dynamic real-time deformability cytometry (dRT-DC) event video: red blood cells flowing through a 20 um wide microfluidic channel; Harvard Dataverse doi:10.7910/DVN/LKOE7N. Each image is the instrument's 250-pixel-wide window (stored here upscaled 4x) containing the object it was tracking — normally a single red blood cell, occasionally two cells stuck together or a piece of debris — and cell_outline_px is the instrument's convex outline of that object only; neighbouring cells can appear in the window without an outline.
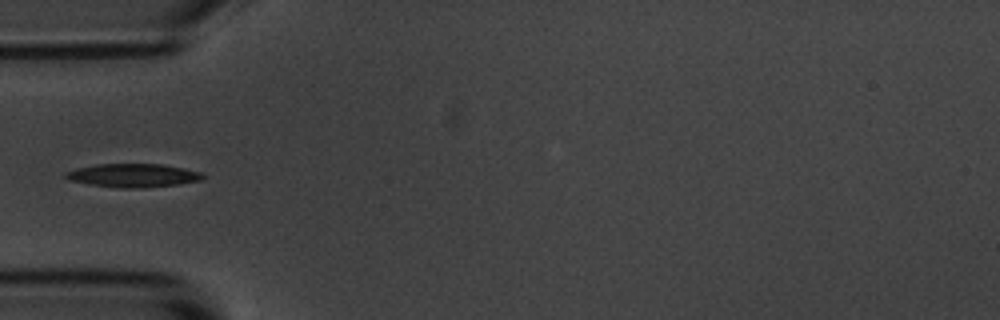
{"species": "common noctule bat (a hibernating species)", "species_latin": "Nyctalus noctula", "temperature_condition": "room temperature", "stored_images_in_passage": 5, "camera_frame_rate_fps": 3000, "um_per_image_px": 0.085, "animal": {"sex": "male", "body_mass_g": 20.1, "forearm_length_mm": 53.5}, "frame": {"image": 1, "passage_image": 4, "time_ms": 4.333, "image_size_px": [1000, 320], "cell_outline_px": [[204, 176], [200, 180], [176, 184], [144, 188], [120, 188], [88, 184], [68, 180], [64, 176], [64, 172], [76, 168], [96, 164], [164, 164], [184, 168], [200, 172]], "centroid_in_image_um": [11.25, 14.91], "position_along_channel_um": 73.7, "area_um2": 18.79}}